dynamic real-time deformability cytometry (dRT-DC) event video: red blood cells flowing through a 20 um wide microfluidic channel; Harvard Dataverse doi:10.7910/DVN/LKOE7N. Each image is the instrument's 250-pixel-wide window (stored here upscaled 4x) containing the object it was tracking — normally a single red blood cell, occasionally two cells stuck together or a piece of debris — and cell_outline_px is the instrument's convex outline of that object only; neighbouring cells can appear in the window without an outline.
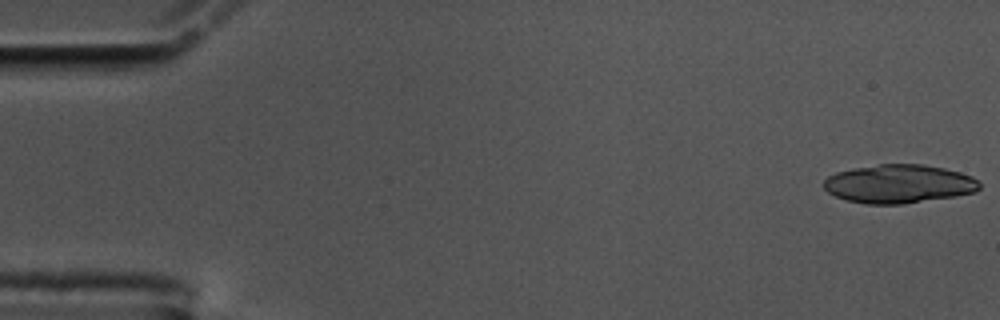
{"species": "common noctule bat (a hibernating species)", "species_latin": "Nyctalus noctula", "temperature_condition": "cold", "stored_images_in_passage": 16, "camera_frame_rate_fps": 3000, "um_per_image_px": 0.085, "animal": {"sex": "male", "body_mass_g": 17.5, "forearm_length_mm": 52.3}, "frame": {"image": 1, "passage_image": 1, "time_ms": 0.0, "image_size_px": [1000, 320], "cell_outline_px": [[980, 188], [976, 192], [956, 196], [900, 204], [868, 204], [848, 200], [836, 196], [828, 192], [820, 184], [828, 176], [836, 172], [856, 168], [880, 164], [924, 164], [944, 168], [960, 172], [972, 176], [980, 184]], "centroid_in_image_um": [76.4, 15.62], "position_along_channel_um": 8.6, "area_um2": 34.97}}